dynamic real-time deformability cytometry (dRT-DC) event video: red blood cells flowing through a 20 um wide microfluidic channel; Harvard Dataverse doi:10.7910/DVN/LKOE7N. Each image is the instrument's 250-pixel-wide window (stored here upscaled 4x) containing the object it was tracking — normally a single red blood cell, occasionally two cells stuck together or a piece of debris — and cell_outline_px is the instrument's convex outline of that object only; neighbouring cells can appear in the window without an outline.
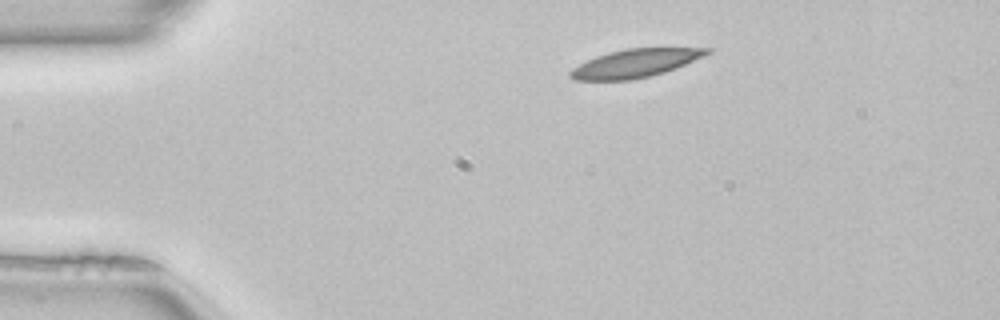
{"species": "common noctule bat (a hibernating species)", "species_latin": "Nyctalus noctula", "temperature_condition": "room temperature", "stored_images_in_passage": 43, "camera_frame_rate_fps": 3000, "um_per_image_px": 0.085, "animal": {"sex": "female", "body_mass_g": 22.7, "forearm_length_mm": 54.2}, "frame": {"image": 1, "passage_image": 1, "time_ms": 0.0, "image_size_px": [1000, 320], "cell_outline_px": [[712, 52], [704, 56], [676, 68], [664, 72], [632, 80], [576, 80], [568, 76], [568, 72], [572, 68], [596, 56], [608, 52], [628, 48], [712, 48]], "centroid_in_image_um": [53.99, 5.37], "position_along_channel_um": 31.0, "area_um2": 22.37}}
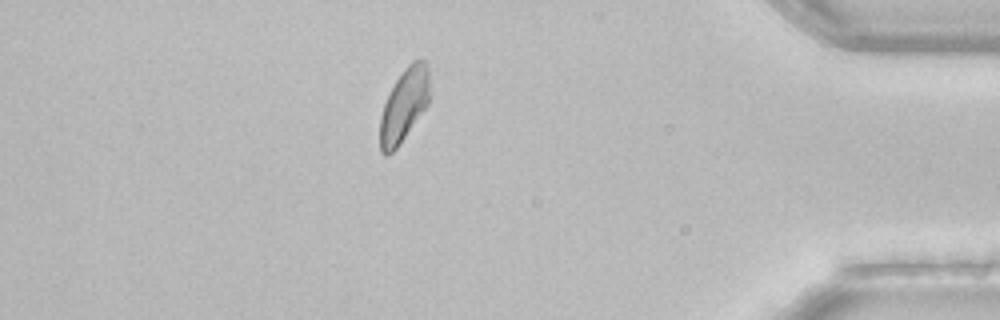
{"frame": {"image": 2, "passage_image": 36, "time_ms": 11.667, "image_size_px": [1000, 320], "cell_outline_px": [[428, 104], [396, 148], [388, 156], [384, 156], [380, 152], [380, 116], [388, 92], [404, 68], [412, 60], [424, 60], [428, 64]], "centroid_in_image_um": [34.31, 8.93], "position_along_channel_um": 400.9, "area_um2": 20.92}}